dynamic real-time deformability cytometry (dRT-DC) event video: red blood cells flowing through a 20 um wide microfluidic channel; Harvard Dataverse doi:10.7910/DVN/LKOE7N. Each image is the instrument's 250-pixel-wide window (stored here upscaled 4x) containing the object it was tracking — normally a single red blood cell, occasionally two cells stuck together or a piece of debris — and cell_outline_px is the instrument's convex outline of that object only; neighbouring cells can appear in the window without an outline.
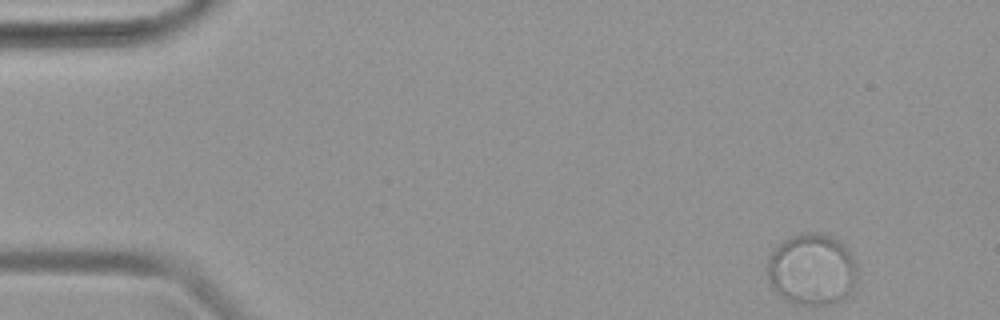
{"species": "common noctule bat (a hibernating species)", "species_latin": "Nyctalus noctula", "temperature_condition": "warm", "stored_images_in_passage": 45, "camera_frame_rate_fps": 3000, "um_per_image_px": 0.085, "animal": {"sex": "female", "body_mass_g": 19.9}, "frame": {"image": 1, "passage_image": 1, "time_ms": 0.0, "image_size_px": [1000, 320], "cell_outline_px": [[856, 280], [848, 292], [840, 300], [828, 304], [804, 304], [788, 300], [780, 296], [772, 288], [768, 280], [768, 256], [784, 240], [792, 236], [804, 232], [816, 232], [828, 236], [836, 240], [848, 252], [856, 264]], "centroid_in_image_um": [68.96, 22.9], "position_along_channel_um": 16.0, "area_um2": 36.65}}
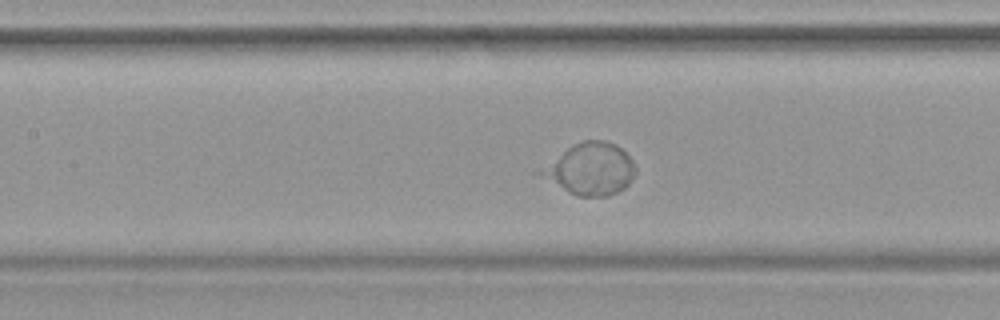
{"frame": {"image": 2, "passage_image": 19, "time_ms": 6.0, "image_size_px": [1000, 320], "cell_outline_px": [[636, 172], [632, 180], [624, 188], [608, 196], [580, 196], [568, 192], [548, 172], [548, 168], [572, 144], [584, 140], [604, 140], [616, 144], [632, 160], [636, 168]], "centroid_in_image_um": [50.43, 14.34], "position_along_channel_um": 157.0, "area_um2": 26.47}}
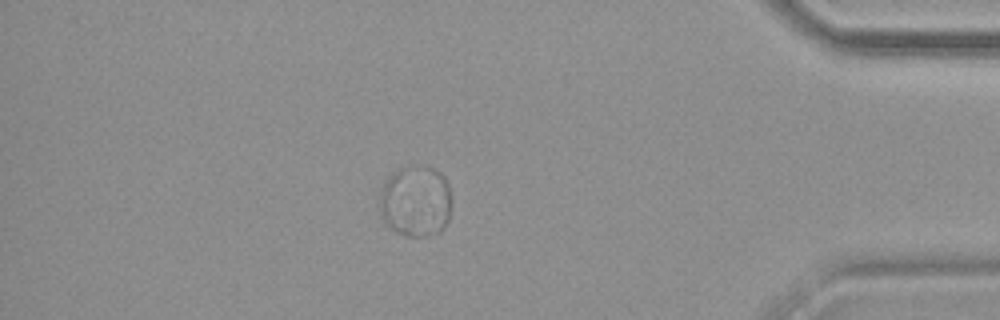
{"frame": {"image": 3, "passage_image": 39, "time_ms": 12.667, "image_size_px": [1000, 320], "cell_outline_px": [[452, 204], [448, 220], [444, 228], [440, 232], [428, 236], [404, 236], [396, 232], [384, 224], [380, 216], [380, 188], [384, 180], [396, 168], [408, 164], [428, 164], [440, 172], [444, 176], [448, 184], [452, 196]], "centroid_in_image_um": [35.32, 17.06], "position_along_channel_um": 399.9, "area_um2": 31.33}}